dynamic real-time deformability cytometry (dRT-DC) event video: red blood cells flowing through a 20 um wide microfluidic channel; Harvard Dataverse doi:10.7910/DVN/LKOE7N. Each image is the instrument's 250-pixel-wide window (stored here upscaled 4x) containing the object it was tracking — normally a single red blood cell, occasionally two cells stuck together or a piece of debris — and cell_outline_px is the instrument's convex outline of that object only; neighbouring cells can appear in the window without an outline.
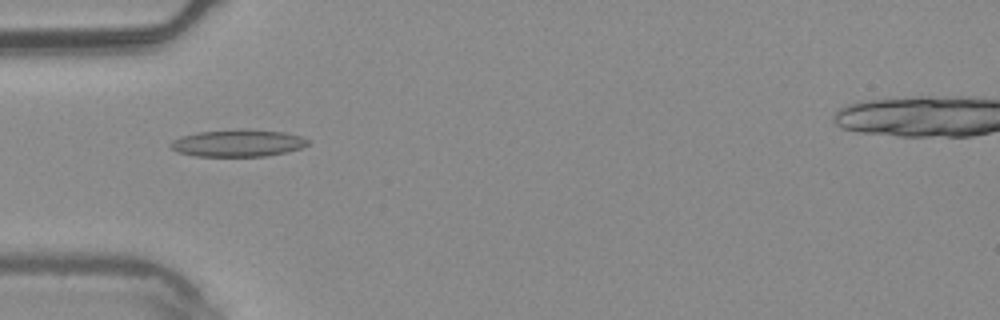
{"species": "common noctule bat (a hibernating species)", "species_latin": "Nyctalus noctula", "temperature_condition": "warm", "stored_images_in_passage": 6, "camera_frame_rate_fps": 3000, "um_per_image_px": 0.085, "animal": {"sex": "male", "body_mass_g": 20.4}, "frame": {"image": 1, "passage_image": 4, "time_ms": 1.0, "image_size_px": [1000, 320], "cell_outline_px": [[312, 140], [308, 144], [300, 148], [284, 152], [264, 156], [196, 156], [176, 152], [168, 144], [172, 140], [180, 136], [196, 132], [240, 128], [244, 128], [284, 132], [300, 136]], "centroid_in_image_um": [20.18, 12.14], "position_along_channel_um": 64.8, "area_um2": 21.96}}
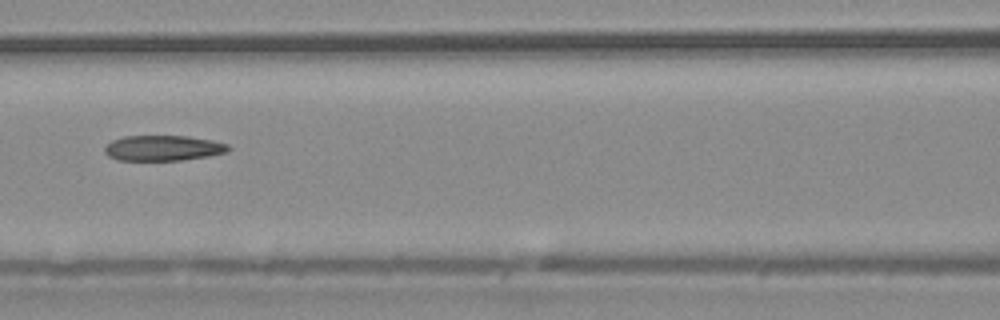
{"frame": {"image": 2, "passage_image": 6, "time_ms": 1.667, "image_size_px": [1000, 320], "cell_outline_px": [[232, 148], [228, 152], [208, 156], [180, 160], [116, 160], [108, 156], [104, 152], [104, 148], [112, 140], [124, 136], [188, 136], [212, 140], [228, 144]], "centroid_in_image_um": [13.88, 12.58], "position_along_channel_um": 152.7, "area_um2": 18.38}}